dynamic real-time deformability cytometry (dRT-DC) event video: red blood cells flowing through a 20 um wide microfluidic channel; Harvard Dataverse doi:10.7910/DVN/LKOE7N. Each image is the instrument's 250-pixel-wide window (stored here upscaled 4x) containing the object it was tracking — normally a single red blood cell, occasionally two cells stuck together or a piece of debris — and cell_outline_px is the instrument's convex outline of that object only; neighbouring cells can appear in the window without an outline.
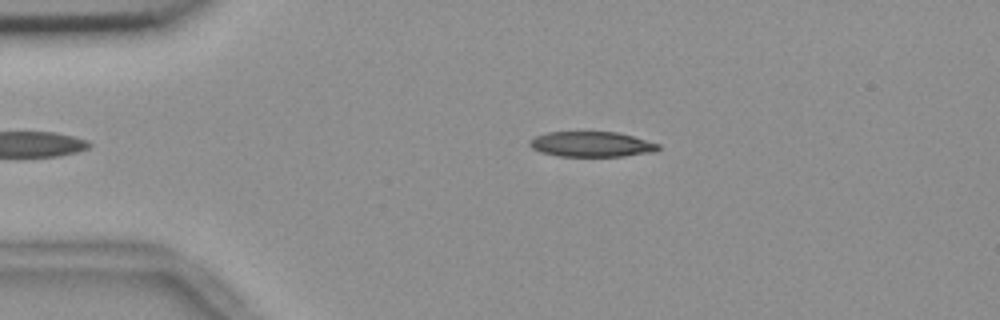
{"species": "common noctule bat (a hibernating species)", "species_latin": "Nyctalus noctula", "temperature_condition": "room temperature", "stored_images_in_passage": 39, "camera_frame_rate_fps": 3000, "um_per_image_px": 0.085, "animal": {"sex": "female", "body_mass_g": 18.4}, "frame": {"image": 1, "passage_image": 2, "time_ms": 0.333, "image_size_px": [1000, 320], "cell_outline_px": [[660, 148], [656, 152], [624, 156], [560, 156], [540, 152], [532, 148], [528, 144], [528, 140], [536, 136], [548, 132], [616, 132], [632, 136], [660, 144]], "centroid_in_image_um": [50.28, 12.26], "position_along_channel_um": 34.7, "area_um2": 18.96}}
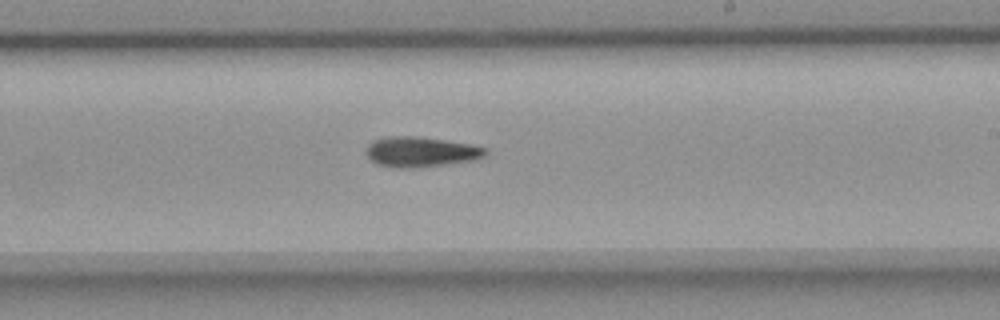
{"frame": {"image": 2, "passage_image": 23, "time_ms": 7.333, "image_size_px": [1000, 320], "cell_outline_px": [[488, 152], [484, 156], [476, 160], [416, 168], [392, 168], [376, 164], [364, 152], [368, 144], [372, 140], [392, 136], [416, 136], [472, 144], [488, 148]], "centroid_in_image_um": [35.77, 12.91], "position_along_channel_um": 253.2, "area_um2": 21.27}}
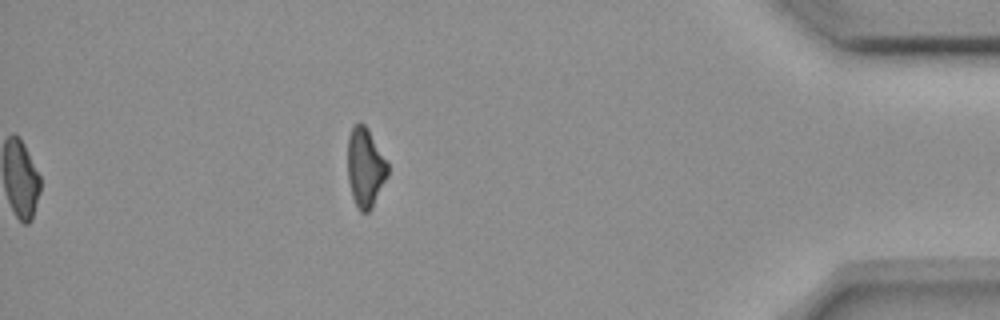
{"frame": {"image": 3, "passage_image": 39, "time_ms": 12.667, "image_size_px": [1000, 320], "cell_outline_px": [[388, 176], [372, 208], [368, 212], [360, 212], [356, 208], [352, 196], [348, 180], [348, 136], [352, 128], [360, 120], [368, 128], [388, 164]], "centroid_in_image_um": [31.04, 14.25], "position_along_channel_um": 404.2, "area_um2": 18.61}, "authors_computed_cell_mechanics": {"area_um2": 20.23, "velocity_mm_per_s": 3.6803, "shape_relaxation_time_tau1_ms": 7.5657, "shape_relaxation_time_tau2_ms": null, "deformation_change_tau1": 0.1661, "deformation_change_tau2": null}}